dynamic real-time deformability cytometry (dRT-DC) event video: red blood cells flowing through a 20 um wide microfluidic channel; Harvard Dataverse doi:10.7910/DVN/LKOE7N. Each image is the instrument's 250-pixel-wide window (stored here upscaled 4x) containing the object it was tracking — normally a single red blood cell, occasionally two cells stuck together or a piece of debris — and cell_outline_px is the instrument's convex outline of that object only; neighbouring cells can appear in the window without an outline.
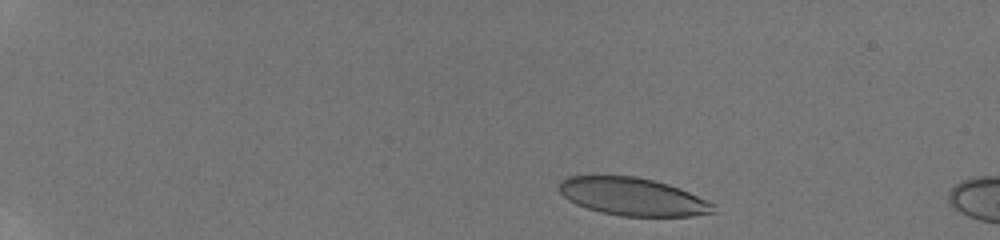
{"species": "human", "species_latin": "Homo sapiens", "temperature_condition": "room temperature", "stored_images_in_passage": 6, "camera_frame_rate_fps": 3000, "um_per_image_px": 0.085, "donor": {"sex": "male"}, "frame": {"image": 1, "passage_image": 2, "time_ms": 0.667, "image_size_px": [1000, 240], "cell_outline_px": [[716, 212], [692, 216], [620, 216], [600, 212], [576, 204], [568, 200], [556, 188], [560, 180], [568, 176], [636, 176], [668, 184], [680, 188], [716, 204]], "centroid_in_image_um": [53.78, 16.72], "position_along_channel_um": 31.2, "area_um2": 34.16}}